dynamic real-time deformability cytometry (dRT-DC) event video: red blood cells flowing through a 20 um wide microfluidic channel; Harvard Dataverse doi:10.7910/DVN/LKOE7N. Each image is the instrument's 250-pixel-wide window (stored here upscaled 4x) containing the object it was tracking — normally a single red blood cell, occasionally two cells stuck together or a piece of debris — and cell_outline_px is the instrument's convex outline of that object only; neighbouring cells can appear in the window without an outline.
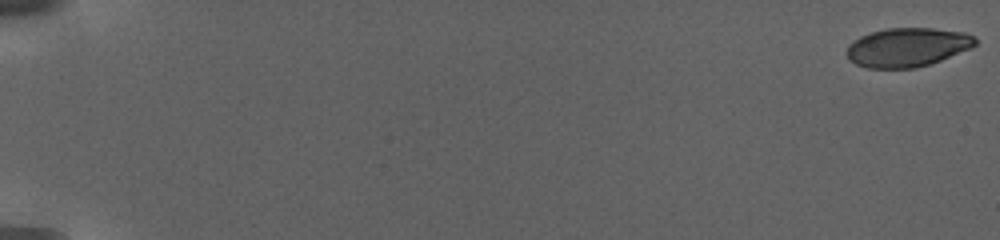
{"species": "human", "species_latin": "Homo sapiens", "temperature_condition": "warm", "stored_images_in_passage": 30, "camera_frame_rate_fps": 3000, "um_per_image_px": 0.085, "donor": {"sex": "female"}, "frame": {"image": 1, "passage_image": 1, "time_ms": 0.0, "image_size_px": [1000, 240], "cell_outline_px": [[976, 44], [972, 48], [940, 60], [916, 68], [868, 68], [856, 64], [848, 60], [848, 44], [860, 36], [872, 32], [888, 28], [932, 28], [964, 32], [976, 36]], "centroid_in_image_um": [77.14, 4.01], "position_along_channel_um": 7.9, "area_um2": 29.13}}
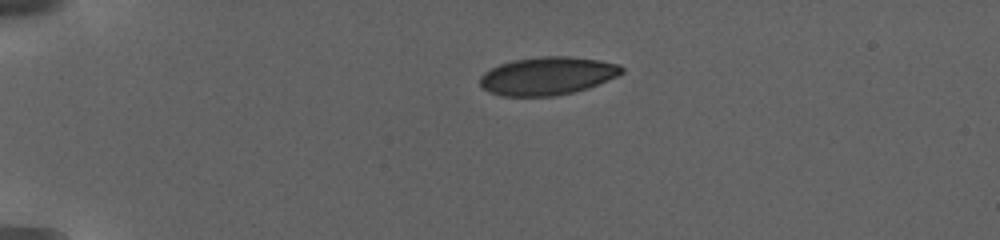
{"frame": {"image": 2, "passage_image": 21, "time_ms": 6.0, "image_size_px": [1000, 240], "cell_outline_px": [[624, 72], [616, 76], [588, 88], [556, 96], [500, 96], [488, 92], [480, 84], [480, 76], [484, 72], [500, 64], [512, 60], [540, 56], [568, 56], [600, 60], [620, 64], [624, 68]], "centroid_in_image_um": [46.53, 6.45], "position_along_channel_um": 38.5, "area_um2": 31.5}}